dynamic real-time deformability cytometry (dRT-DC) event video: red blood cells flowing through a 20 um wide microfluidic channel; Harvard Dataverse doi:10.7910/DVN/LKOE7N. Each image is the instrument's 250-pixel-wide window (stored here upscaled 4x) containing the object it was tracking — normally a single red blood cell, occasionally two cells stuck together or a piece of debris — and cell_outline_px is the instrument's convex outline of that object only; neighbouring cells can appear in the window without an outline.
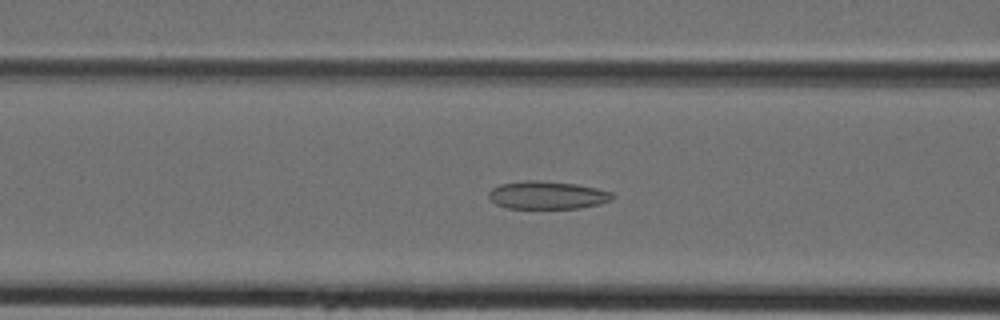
{"species": "Egyptian fruit bat (a non-hibernating species)", "species_latin": "Rousettus aegyptiacus", "temperature_condition": "cold", "stored_images_in_passage": 43, "camera_frame_rate_fps": 3000, "um_per_image_px": 0.085, "animal": {"sex": "female"}, "frame": {"image": 1, "passage_image": 17, "time_ms": 5.333, "image_size_px": [1000, 320], "cell_outline_px": [[616, 196], [612, 200], [600, 204], [580, 208], [508, 208], [496, 204], [488, 196], [488, 192], [492, 188], [500, 184], [524, 180], [536, 180], [576, 184], [596, 188], [612, 192]], "centroid_in_image_um": [46.54, 16.58], "position_along_channel_um": 120.1, "area_um2": 20.17}}
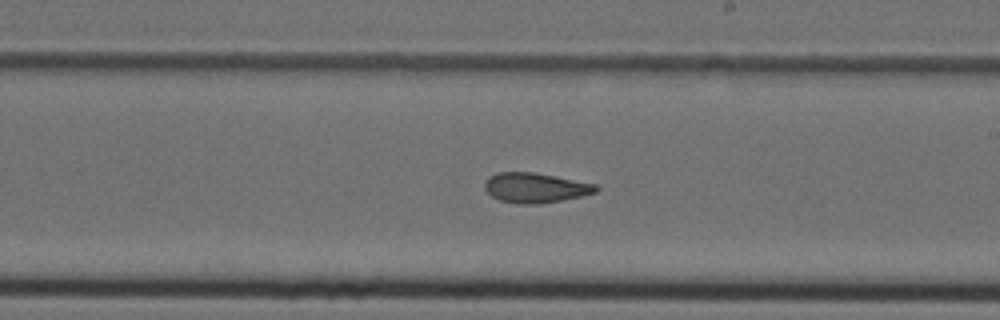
{"frame": {"image": 2, "passage_image": 25, "time_ms": 8.0, "image_size_px": [1000, 320], "cell_outline_px": [[600, 188], [596, 192], [580, 196], [540, 204], [516, 204], [500, 200], [492, 196], [484, 188], [484, 184], [488, 176], [496, 172], [532, 172], [596, 184]], "centroid_in_image_um": [45.47, 15.96], "position_along_channel_um": 243.5, "area_um2": 19.31}}
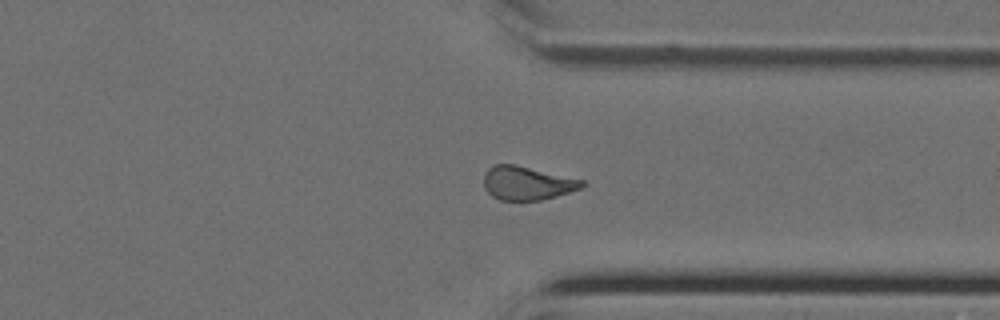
{"frame": {"image": 3, "passage_image": 33, "time_ms": 10.667, "image_size_px": [1000, 320], "cell_outline_px": [[588, 184], [580, 188], [556, 196], [540, 200], [500, 200], [492, 196], [484, 188], [484, 172], [492, 164], [516, 164], [584, 180]], "centroid_in_image_um": [44.79, 15.55], "position_along_channel_um": 366.6, "area_um2": 19.36}}